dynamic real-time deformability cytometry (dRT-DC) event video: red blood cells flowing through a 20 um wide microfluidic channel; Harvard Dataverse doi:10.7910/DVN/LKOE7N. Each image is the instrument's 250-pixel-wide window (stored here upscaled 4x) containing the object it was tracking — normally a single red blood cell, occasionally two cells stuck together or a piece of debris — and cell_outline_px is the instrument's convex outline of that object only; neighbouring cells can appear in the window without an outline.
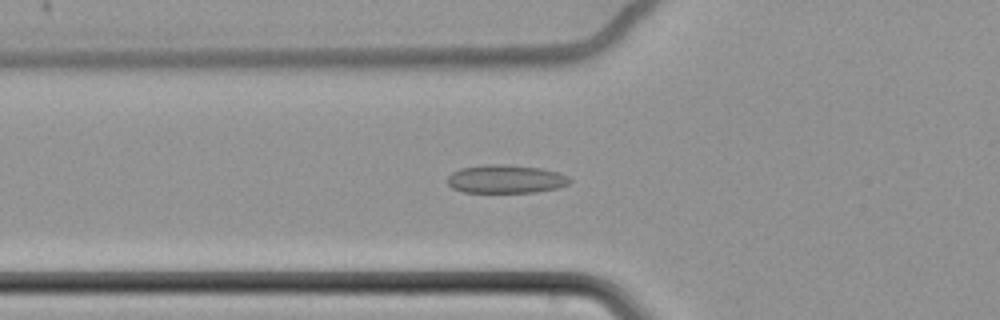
{"species": "common noctule bat (a hibernating species)", "species_latin": "Nyctalus noctula", "temperature_condition": "cold", "stored_images_in_passage": 64, "camera_frame_rate_fps": 3000, "um_per_image_px": 0.085, "animal": {"sex": "female", "body_mass_g": 22.7, "forearm_length_mm": 54.2}, "frame": {"image": 1, "passage_image": 26, "time_ms": 8.333, "image_size_px": [1000, 320], "cell_outline_px": [[572, 180], [568, 184], [560, 188], [536, 192], [464, 192], [452, 188], [448, 184], [448, 176], [452, 172], [460, 168], [488, 164], [504, 164], [540, 168], [556, 172], [568, 176]], "centroid_in_image_um": [43.0, 15.22], "position_along_channel_um": 82.8, "area_um2": 20.23}}
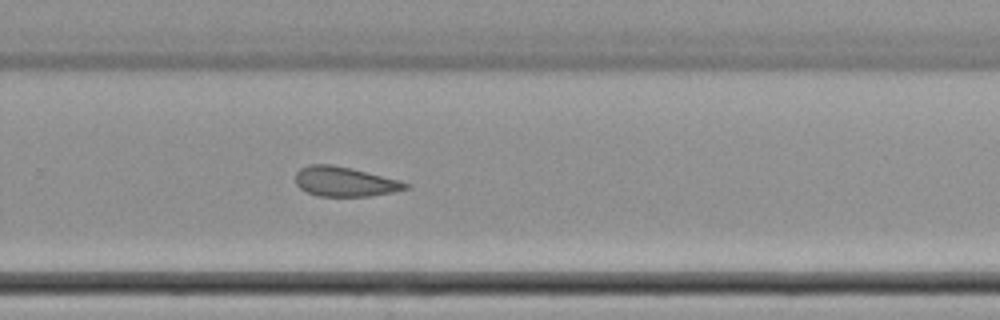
{"frame": {"image": 2, "passage_image": 45, "time_ms": 14.667, "image_size_px": [1000, 320], "cell_outline_px": [[408, 188], [392, 192], [372, 196], [316, 196], [300, 188], [296, 184], [296, 172], [300, 168], [308, 164], [332, 164], [352, 168], [400, 180], [408, 184]], "centroid_in_image_um": [29.28, 15.43], "position_along_channel_um": 300.5, "area_um2": 19.07}}
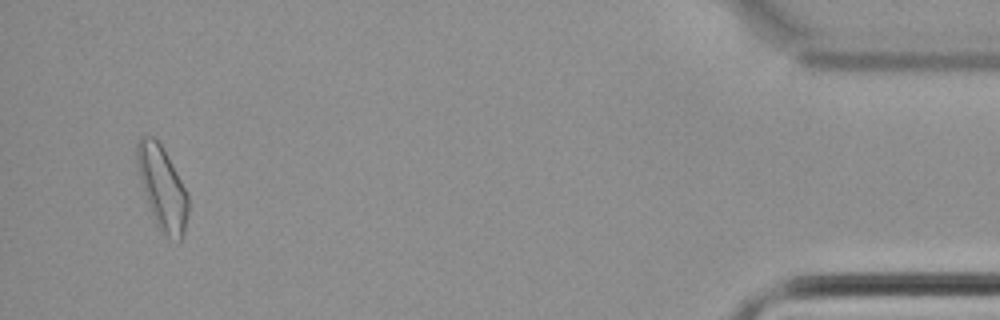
{"frame": {"image": 3, "passage_image": 62, "time_ms": 20.333, "image_size_px": [1000, 320], "cell_outline_px": [[188, 212], [184, 232], [180, 240], [168, 236], [160, 232], [156, 224], [148, 204], [144, 192], [136, 160], [136, 144], [140, 136], [152, 136], [160, 144], [188, 192]], "centroid_in_image_um": [13.79, 15.96], "position_along_channel_um": 421.4, "area_um2": 24.33}, "authors_computed_cell_mechanics": {"area_um2": 20.6057, "velocity_mm_per_s": 3.4474, "shape_relaxation_time_tau1_ms": null, "shape_relaxation_time_tau2_ms": 5.2014, "deformation_change_tau1": null, "deformation_change_tau2": 0.0937}}